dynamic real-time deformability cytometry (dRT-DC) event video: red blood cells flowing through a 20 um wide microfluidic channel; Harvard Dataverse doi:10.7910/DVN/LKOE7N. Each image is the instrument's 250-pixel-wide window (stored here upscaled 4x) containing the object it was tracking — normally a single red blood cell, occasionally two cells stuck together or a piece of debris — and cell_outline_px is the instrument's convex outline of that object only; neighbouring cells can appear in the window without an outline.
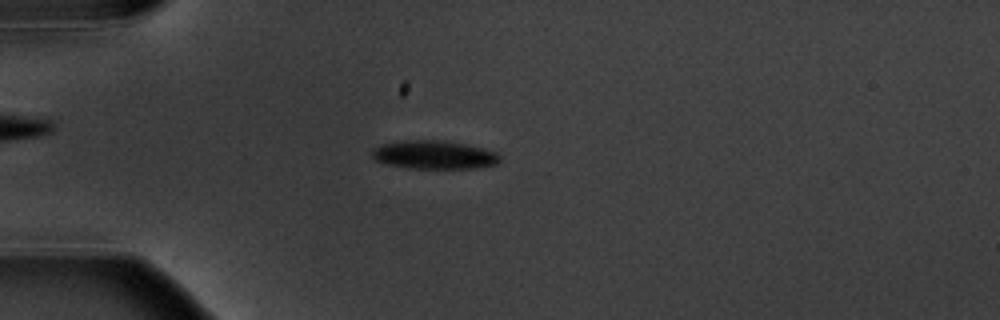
{"species": "common noctule bat (a hibernating species)", "species_latin": "Nyctalus noctula", "temperature_condition": "warm", "stored_images_in_passage": 5, "camera_frame_rate_fps": 3000, "um_per_image_px": 0.085, "animal": {"sex": "male", "body_mass_g": 20.1, "forearm_length_mm": 53.5}, "frame": {"image": 1, "passage_image": 4, "time_ms": 3.667, "image_size_px": [1000, 320], "cell_outline_px": [[500, 164], [476, 168], [408, 168], [388, 164], [376, 160], [372, 156], [372, 148], [384, 144], [404, 140], [444, 140], [464, 144], [496, 152], [500, 156]], "centroid_in_image_um": [36.92, 13.16], "position_along_channel_um": 48.1, "area_um2": 21.1}}